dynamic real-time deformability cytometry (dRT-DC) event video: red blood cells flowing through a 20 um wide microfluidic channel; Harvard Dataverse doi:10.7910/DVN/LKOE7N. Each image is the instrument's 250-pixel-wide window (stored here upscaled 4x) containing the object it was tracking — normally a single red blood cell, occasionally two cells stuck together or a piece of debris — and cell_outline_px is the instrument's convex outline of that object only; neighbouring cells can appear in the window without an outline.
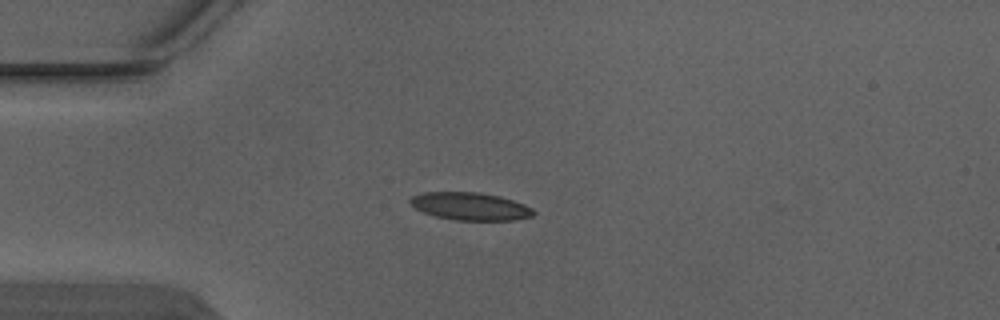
{"species": "Egyptian fruit bat (a non-hibernating species)", "species_latin": "Rousettus aegyptiacus", "temperature_condition": "warm", "stored_images_in_passage": 4, "camera_frame_rate_fps": 3000, "um_per_image_px": 0.085, "animal": {"sex": "male"}, "frame": {"image": 1, "passage_image": 3, "time_ms": 0.667, "image_size_px": [1000, 320], "cell_outline_px": [[536, 212], [532, 216], [516, 220], [456, 220], [436, 216], [424, 212], [416, 208], [408, 200], [412, 196], [424, 192], [480, 192], [500, 196], [524, 204], [532, 208]], "centroid_in_image_um": [40.0, 17.53], "position_along_channel_um": 45.0, "area_um2": 19.83}}